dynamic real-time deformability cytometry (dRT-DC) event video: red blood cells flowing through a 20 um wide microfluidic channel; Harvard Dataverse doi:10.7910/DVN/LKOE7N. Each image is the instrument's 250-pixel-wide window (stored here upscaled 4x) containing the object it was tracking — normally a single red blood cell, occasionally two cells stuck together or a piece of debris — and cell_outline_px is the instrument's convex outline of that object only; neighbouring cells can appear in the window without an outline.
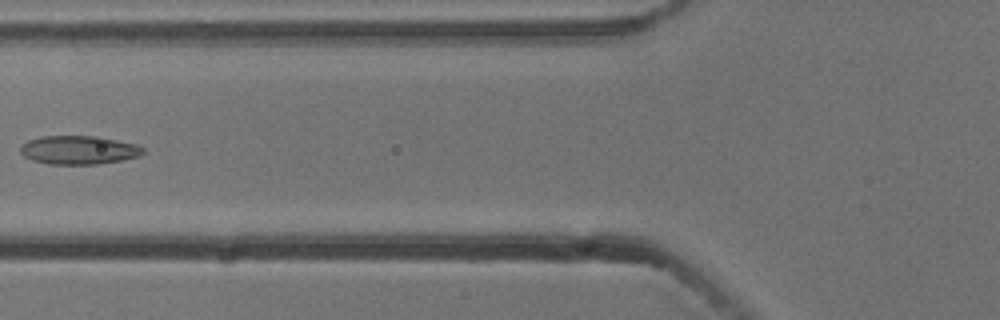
{"species": "common noctule bat (a hibernating species)", "species_latin": "Nyctalus noctula", "temperature_condition": "cold", "stored_images_in_passage": 6, "camera_frame_rate_fps": 3000, "um_per_image_px": 0.085, "animal": {"sex": "male", "body_mass_g": 13.3}, "frame": {"image": 1, "passage_image": 5, "time_ms": 1.333, "image_size_px": [1000, 320], "cell_outline_px": [[144, 152], [140, 156], [120, 160], [96, 164], [48, 164], [32, 160], [24, 156], [20, 152], [20, 148], [28, 140], [40, 136], [96, 136], [136, 144], [144, 148]], "centroid_in_image_um": [6.68, 12.75], "position_along_channel_um": 119.1, "area_um2": 20.35}}
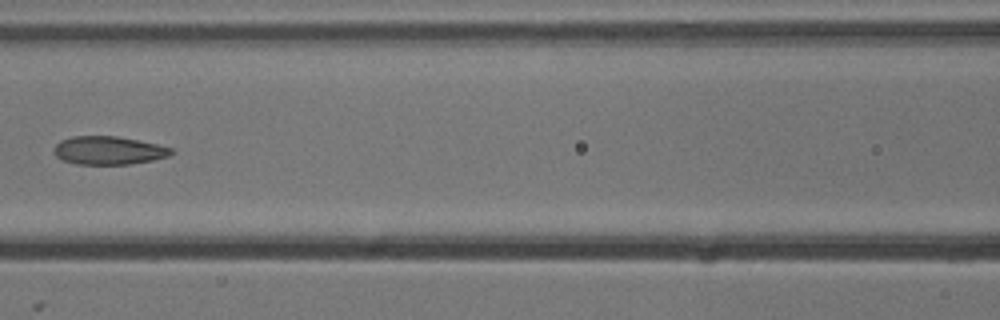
{"frame": {"image": 2, "passage_image": 6, "time_ms": 1.667, "image_size_px": [1000, 320], "cell_outline_px": [[176, 152], [168, 156], [152, 160], [132, 164], [76, 164], [64, 160], [56, 156], [56, 144], [60, 140], [72, 136], [116, 136], [156, 144], [172, 148]], "centroid_in_image_um": [9.26, 12.79], "position_along_channel_um": 157.3, "area_um2": 19.13}}